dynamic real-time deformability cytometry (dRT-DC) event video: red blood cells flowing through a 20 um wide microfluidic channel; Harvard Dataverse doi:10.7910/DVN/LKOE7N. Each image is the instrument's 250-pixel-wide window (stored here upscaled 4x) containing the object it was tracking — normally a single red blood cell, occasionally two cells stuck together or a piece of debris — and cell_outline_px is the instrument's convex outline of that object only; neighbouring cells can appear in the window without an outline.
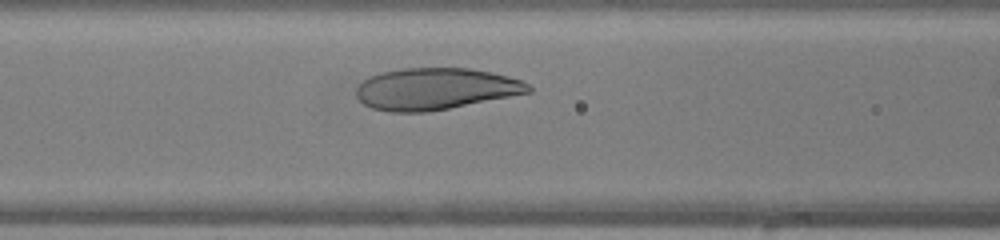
{"species": "human", "species_latin": "Homo sapiens", "temperature_condition": "warm", "stored_images_in_passage": 20, "camera_frame_rate_fps": 3000, "um_per_image_px": 0.085, "donor": {"sex": "female"}, "frame": {"image": 1, "passage_image": 7, "time_ms": 2.0, "image_size_px": [1000, 240], "cell_outline_px": [[532, 92], [428, 112], [388, 112], [372, 108], [364, 104], [356, 96], [356, 88], [368, 76], [380, 72], [400, 68], [468, 68], [492, 72], [508, 76], [520, 80], [528, 84], [532, 88]], "centroid_in_image_um": [36.99, 7.55], "position_along_channel_um": 129.6, "area_um2": 41.91}}
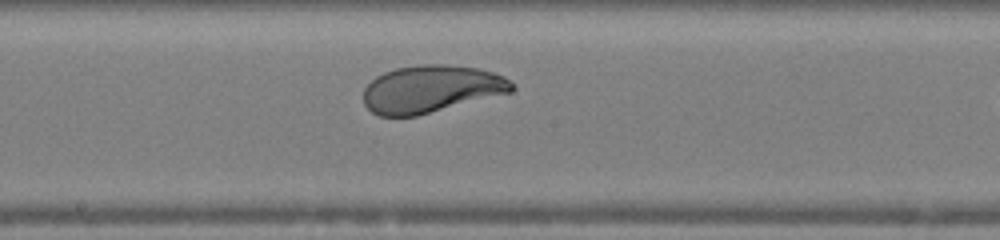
{"frame": {"image": 2, "passage_image": 13, "time_ms": 4.0, "image_size_px": [1000, 240], "cell_outline_px": [[516, 88], [512, 92], [416, 116], [380, 116], [372, 112], [364, 104], [364, 88], [376, 76], [384, 72], [396, 68], [420, 64], [444, 64], [480, 68], [504, 76]], "centroid_in_image_um": [36.65, 7.56], "position_along_channel_um": 211.6, "area_um2": 40.98}}
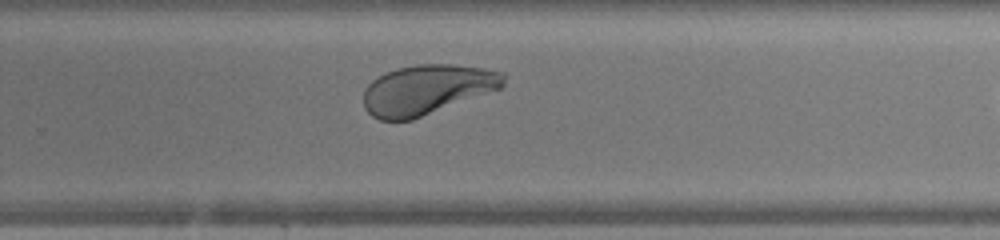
{"frame": {"image": 3, "passage_image": 19, "time_ms": 6.0, "image_size_px": [1000, 240], "cell_outline_px": [[504, 84], [500, 88], [412, 120], [380, 120], [372, 116], [364, 108], [364, 88], [372, 80], [384, 72], [396, 68], [416, 64], [456, 64], [484, 68], [504, 72]], "centroid_in_image_um": [36.25, 7.6], "position_along_channel_um": 293.5, "area_um2": 40.63}}